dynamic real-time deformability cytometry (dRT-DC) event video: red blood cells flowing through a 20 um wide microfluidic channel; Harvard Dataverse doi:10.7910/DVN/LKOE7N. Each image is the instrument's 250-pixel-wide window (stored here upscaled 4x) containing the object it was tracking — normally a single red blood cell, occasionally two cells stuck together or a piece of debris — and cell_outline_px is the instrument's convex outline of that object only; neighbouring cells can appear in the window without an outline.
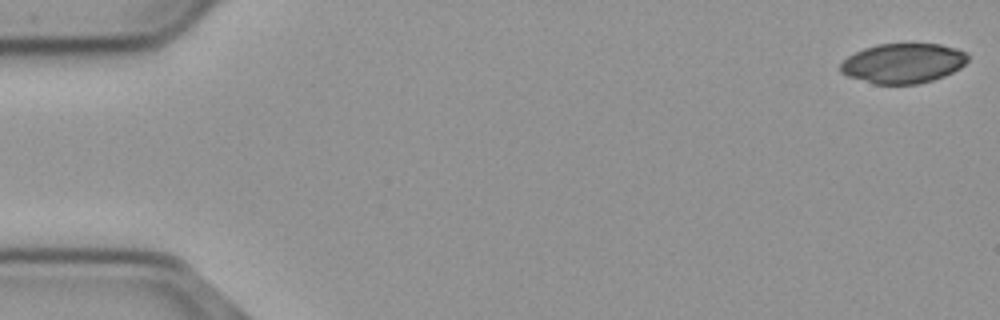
{"species": "common noctule bat (a hibernating species)", "species_latin": "Nyctalus noctula", "temperature_condition": "cold", "stored_images_in_passage": 55, "camera_frame_rate_fps": 3000, "um_per_image_px": 0.085, "animal": {"sex": "male", "body_mass_g": 23.1, "forearm_length_mm": 52.7}, "frame": {"image": 1, "passage_image": 1, "time_ms": 0.0, "image_size_px": [1000, 320], "cell_outline_px": [[968, 60], [960, 68], [944, 76], [932, 80], [916, 84], [876, 84], [848, 76], [840, 72], [840, 64], [848, 56], [864, 48], [876, 44], [940, 44], [956, 48], [964, 52], [968, 56]], "centroid_in_image_um": [76.76, 5.37], "position_along_channel_um": 8.2, "area_um2": 29.42}}